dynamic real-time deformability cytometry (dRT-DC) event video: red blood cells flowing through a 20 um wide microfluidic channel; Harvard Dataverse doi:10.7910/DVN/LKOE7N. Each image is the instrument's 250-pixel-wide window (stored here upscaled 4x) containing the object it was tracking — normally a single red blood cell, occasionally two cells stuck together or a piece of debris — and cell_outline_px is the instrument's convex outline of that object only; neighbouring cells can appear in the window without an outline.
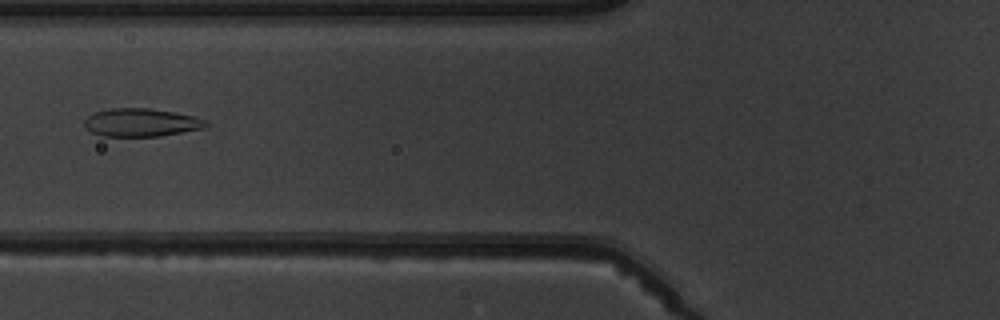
{"species": "common noctule bat (a hibernating species)", "species_latin": "Nyctalus noctula", "temperature_condition": "warm", "stored_images_in_passage": 7, "camera_frame_rate_fps": 3000, "um_per_image_px": 0.085, "animal": {"sex": "male", "body_mass_g": 19.5, "forearm_length_mm": 54.6}, "frame": {"image": 1, "passage_image": 6, "time_ms": 6.0, "image_size_px": [1000, 320], "cell_outline_px": [[208, 128], [160, 136], [100, 136], [92, 132], [84, 124], [84, 120], [92, 112], [112, 108], [148, 108], [172, 112], [192, 116], [204, 120], [208, 124]], "centroid_in_image_um": [11.99, 10.42], "position_along_channel_um": 113.8, "area_um2": 19.88}}
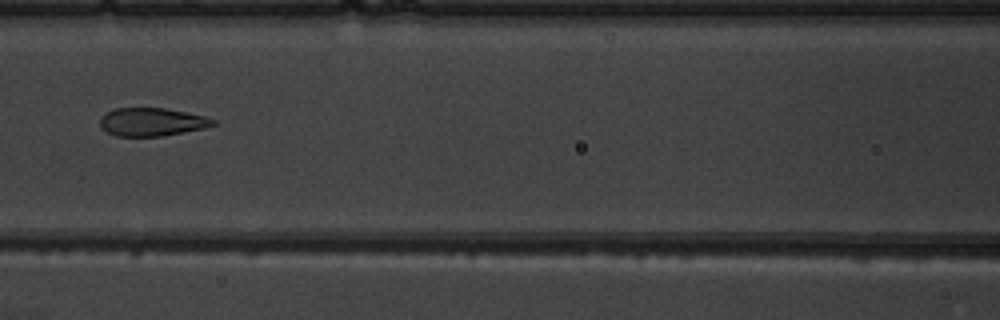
{"frame": {"image": 2, "passage_image": 7, "time_ms": 7.0, "image_size_px": [1000, 320], "cell_outline_px": [[216, 124], [204, 128], [160, 136], [116, 136], [100, 128], [100, 120], [112, 108], [164, 108], [204, 116], [216, 120]], "centroid_in_image_um": [12.89, 10.36], "position_along_channel_um": 153.7, "area_um2": 18.32}}